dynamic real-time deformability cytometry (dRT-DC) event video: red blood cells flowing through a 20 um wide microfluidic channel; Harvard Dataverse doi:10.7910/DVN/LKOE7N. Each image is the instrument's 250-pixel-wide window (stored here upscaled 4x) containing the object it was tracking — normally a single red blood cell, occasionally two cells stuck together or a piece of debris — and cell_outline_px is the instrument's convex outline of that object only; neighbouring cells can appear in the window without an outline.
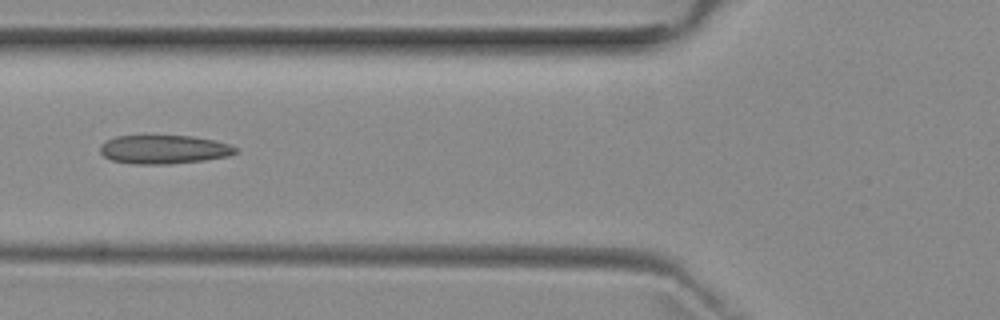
{"species": "common noctule bat (a hibernating species)", "species_latin": "Nyctalus noctula", "temperature_condition": "room temperature", "stored_images_in_passage": 5, "camera_frame_rate_fps": 3000, "um_per_image_px": 0.085, "animal": {"sex": "female", "body_mass_g": 29.2, "forearm_length_mm": 56.3}, "frame": {"image": 1, "passage_image": 5, "time_ms": 4.333, "image_size_px": [1000, 320], "cell_outline_px": [[240, 152], [228, 156], [204, 160], [168, 164], [132, 164], [112, 160], [104, 156], [100, 152], [100, 144], [116, 136], [192, 136], [216, 140], [228, 144], [236, 148]], "centroid_in_image_um": [13.95, 12.7], "position_along_channel_um": 111.9, "area_um2": 22.66}}